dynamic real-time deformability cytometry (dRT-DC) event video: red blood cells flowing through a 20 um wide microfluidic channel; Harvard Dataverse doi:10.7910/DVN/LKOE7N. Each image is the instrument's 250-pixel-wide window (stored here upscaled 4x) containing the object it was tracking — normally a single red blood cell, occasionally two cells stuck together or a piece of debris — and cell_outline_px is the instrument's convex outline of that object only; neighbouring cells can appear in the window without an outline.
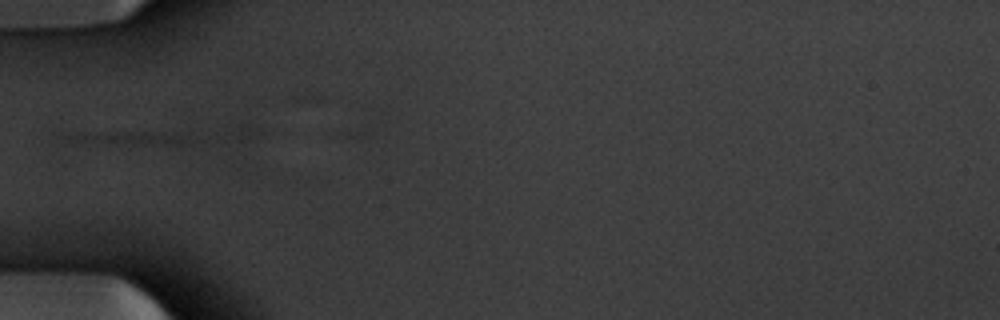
{"species": "common noctule bat (a hibernating species)", "species_latin": "Nyctalus noctula", "temperature_condition": "warm", "stored_images_in_passage": 7, "camera_frame_rate_fps": 3000, "um_per_image_px": 0.085, "animal": {"sex": "male", "body_mass_g": 20.1, "forearm_length_mm": 53.5}, "frame": {"image": 1, "passage_image": 5, "time_ms": 1.333, "image_size_px": [1000, 320], "cell_outline_px": [[196, 140], [192, 144], [180, 148], [64, 140], [56, 136], [60, 132], [176, 132], [188, 136]], "centroid_in_image_um": [11.2, 11.76], "position_along_channel_um": 73.8, "area_um2": 11.33}}